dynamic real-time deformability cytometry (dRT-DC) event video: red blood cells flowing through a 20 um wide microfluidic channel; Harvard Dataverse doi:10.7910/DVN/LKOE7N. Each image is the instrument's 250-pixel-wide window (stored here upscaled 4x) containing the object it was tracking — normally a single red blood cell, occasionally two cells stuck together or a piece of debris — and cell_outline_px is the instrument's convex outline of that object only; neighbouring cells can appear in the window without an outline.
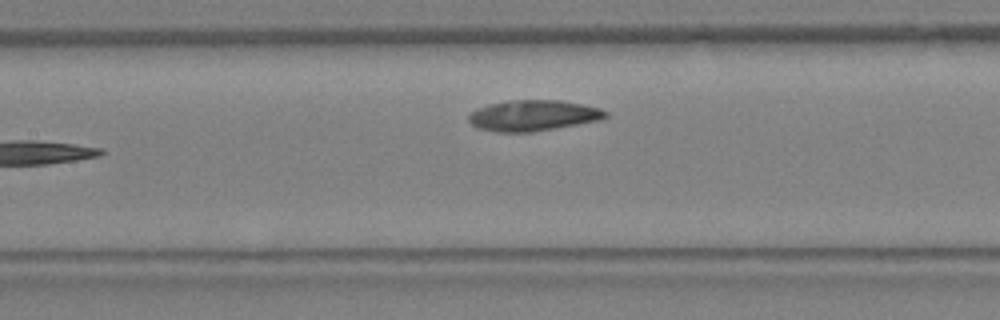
{"species": "Egyptian fruit bat (a non-hibernating species)", "species_latin": "Rousettus aegyptiacus", "temperature_condition": "warm", "stored_images_in_passage": 14, "camera_frame_rate_fps": 3000, "um_per_image_px": 0.085, "animal": {"sex": "female"}, "frame": {"image": 1, "passage_image": 14, "time_ms": 4.333, "image_size_px": [1000, 320], "cell_outline_px": [[608, 116], [600, 120], [532, 132], [496, 132], [476, 128], [468, 120], [468, 116], [472, 112], [480, 108], [492, 104], [508, 100], [560, 100], [584, 104], [600, 108], [608, 112]], "centroid_in_image_um": [45.34, 9.82], "position_along_channel_um": 162.1, "area_um2": 24.51}}